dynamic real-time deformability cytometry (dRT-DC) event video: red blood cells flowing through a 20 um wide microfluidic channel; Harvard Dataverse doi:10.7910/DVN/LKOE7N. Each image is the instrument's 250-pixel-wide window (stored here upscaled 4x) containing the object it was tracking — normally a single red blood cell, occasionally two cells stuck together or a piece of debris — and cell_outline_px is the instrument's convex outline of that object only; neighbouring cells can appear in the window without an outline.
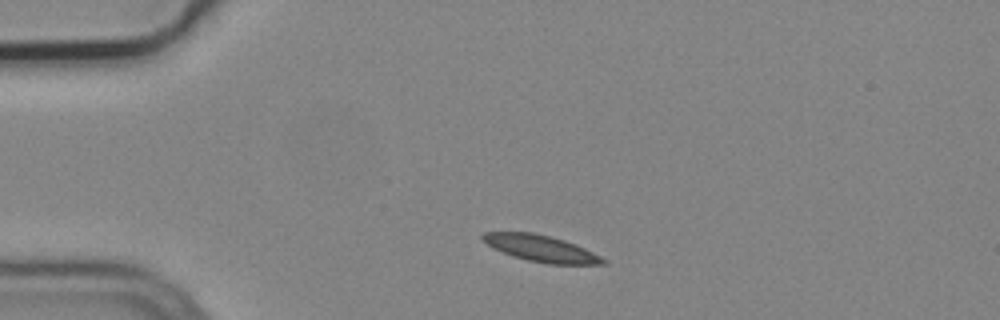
{"species": "common noctule bat (a hibernating species)", "species_latin": "Nyctalus noctula", "temperature_condition": "cold", "stored_images_in_passage": 2, "camera_frame_rate_fps": 3000, "um_per_image_px": 0.085, "animal": {"sex": "male", "body_mass_g": 19.2, "forearm_length_mm": 51.8}, "frame": {"image": 1, "passage_image": 1, "time_ms": 0.0, "image_size_px": [1000, 320], "cell_outline_px": [[608, 264], [548, 264], [528, 260], [504, 252], [480, 240], [480, 236], [484, 232], [532, 232], [564, 240], [584, 248], [608, 260]], "centroid_in_image_um": [46.0, 21.11], "position_along_channel_um": 39.0, "area_um2": 18.26}}